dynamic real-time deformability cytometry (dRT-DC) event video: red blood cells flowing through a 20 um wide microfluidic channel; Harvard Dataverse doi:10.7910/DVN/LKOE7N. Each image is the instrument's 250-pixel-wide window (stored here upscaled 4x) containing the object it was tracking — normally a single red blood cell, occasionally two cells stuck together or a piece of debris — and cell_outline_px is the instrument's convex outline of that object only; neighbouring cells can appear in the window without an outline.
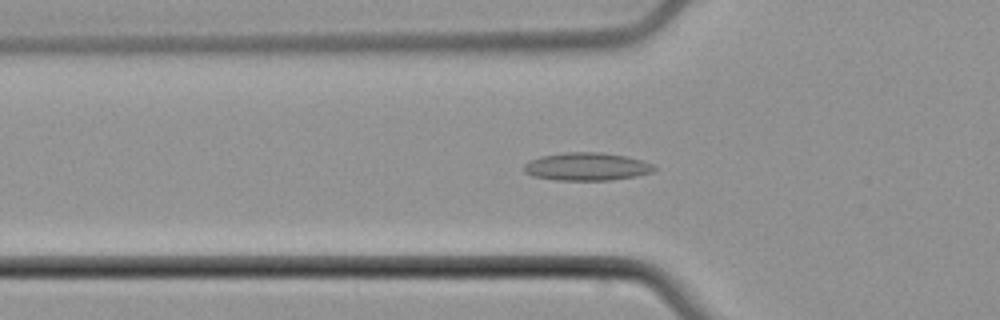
{"species": "common noctule bat (a hibernating species)", "species_latin": "Nyctalus noctula", "temperature_condition": "cold", "stored_images_in_passage": 44, "camera_frame_rate_fps": 3000, "um_per_image_px": 0.085, "animal": {"sex": "male", "body_mass_g": 21.5, "forearm_length_mm": 52.0}, "frame": {"image": 1, "passage_image": 11, "time_ms": 3.333, "image_size_px": [1000, 320], "cell_outline_px": [[656, 168], [652, 172], [636, 176], [608, 180], [556, 180], [532, 176], [524, 172], [524, 164], [540, 156], [564, 152], [600, 152], [624, 156], [640, 160], [652, 164]], "centroid_in_image_um": [49.84, 14.16], "position_along_channel_um": 76.0, "area_um2": 21.04}}
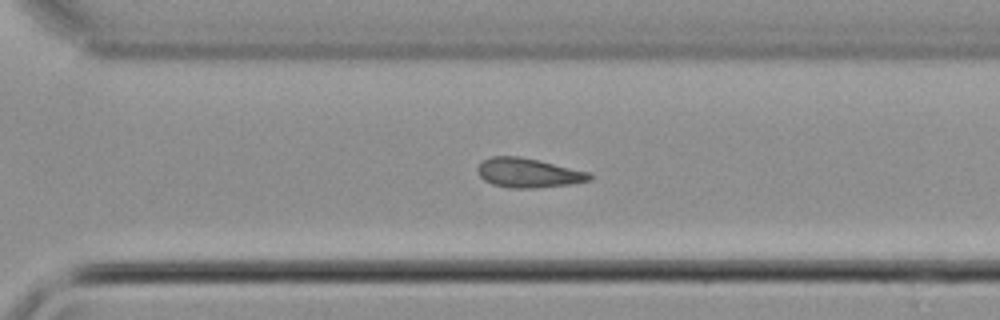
{"frame": {"image": 2, "passage_image": 29, "time_ms": 9.333, "image_size_px": [1000, 320], "cell_outline_px": [[592, 180], [568, 184], [536, 188], [508, 188], [492, 184], [484, 180], [476, 172], [476, 168], [484, 160], [492, 156], [516, 156], [536, 160], [592, 172]], "centroid_in_image_um": [44.9, 14.7], "position_along_channel_um": 325.7, "area_um2": 19.13}}
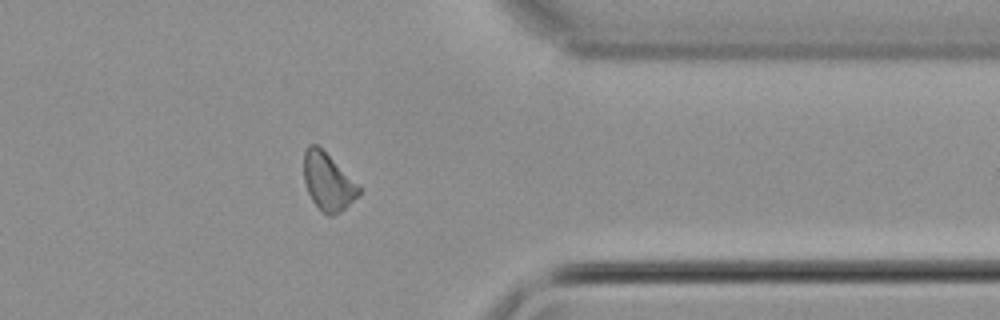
{"frame": {"image": 3, "passage_image": 34, "time_ms": 11.0, "image_size_px": [1000, 320], "cell_outline_px": [[360, 192], [340, 212], [332, 216], [328, 216], [312, 200], [308, 192], [304, 180], [304, 152], [308, 144], [316, 144], [360, 188]], "centroid_in_image_um": [27.82, 15.45], "position_along_channel_um": 383.6, "area_um2": 17.51}}